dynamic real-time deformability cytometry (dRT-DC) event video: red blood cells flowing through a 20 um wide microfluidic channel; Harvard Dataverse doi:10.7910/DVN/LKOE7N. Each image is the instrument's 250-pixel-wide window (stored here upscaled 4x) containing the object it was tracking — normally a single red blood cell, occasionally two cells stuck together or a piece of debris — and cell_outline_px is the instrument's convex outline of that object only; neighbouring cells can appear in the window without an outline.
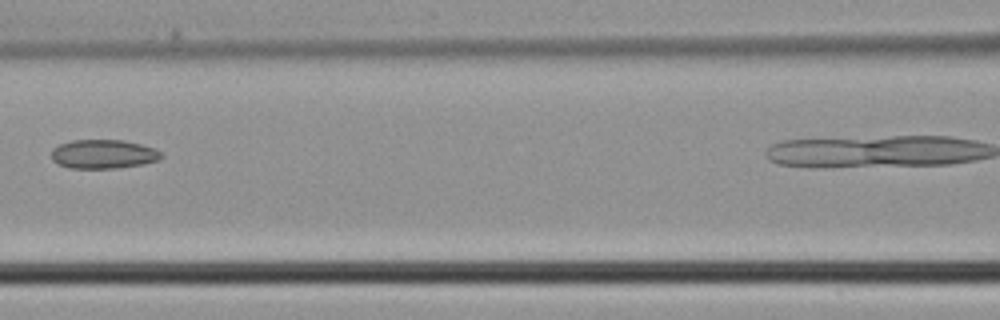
{"species": "common noctule bat (a hibernating species)", "species_latin": "Nyctalus noctula", "temperature_condition": "cold", "stored_images_in_passage": 6, "camera_frame_rate_fps": 3000, "um_per_image_px": 0.085, "animal": {"sex": "male", "body_mass_g": 21.5, "forearm_length_mm": 52.0}, "frame": {"image": 1, "passage_image": 5, "time_ms": 1.333, "image_size_px": [1000, 320], "cell_outline_px": [[164, 156], [160, 160], [144, 164], [116, 168], [68, 168], [56, 164], [52, 160], [52, 148], [60, 144], [72, 140], [124, 140], [156, 148]], "centroid_in_image_um": [8.8, 13.1], "position_along_channel_um": 157.8, "area_um2": 18.79}}